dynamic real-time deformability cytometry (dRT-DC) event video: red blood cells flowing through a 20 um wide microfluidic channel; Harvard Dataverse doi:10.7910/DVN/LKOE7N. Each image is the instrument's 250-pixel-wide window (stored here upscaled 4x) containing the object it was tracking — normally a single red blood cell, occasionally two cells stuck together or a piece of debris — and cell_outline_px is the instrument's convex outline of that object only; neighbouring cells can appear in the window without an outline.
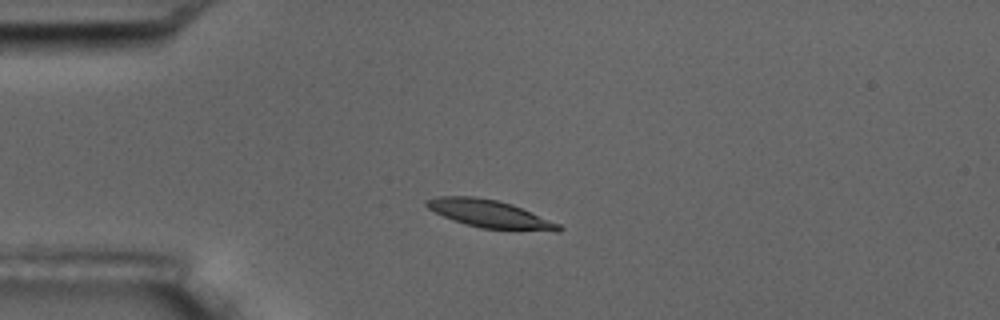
{"species": "common noctule bat (a hibernating species)", "species_latin": "Nyctalus noctula", "temperature_condition": "room temperature", "stored_images_in_passage": 12, "camera_frame_rate_fps": 3000, "um_per_image_px": 0.085, "animal": {"sex": "male", "body_mass_g": 17.5, "forearm_length_mm": 52.3}, "frame": {"image": 1, "passage_image": 1, "time_ms": 0.0, "image_size_px": [1000, 320], "cell_outline_px": [[564, 228], [560, 232], [556, 232], [480, 228], [464, 224], [452, 220], [428, 208], [424, 204], [424, 200], [440, 196], [472, 196], [496, 200], [512, 204], [560, 224]], "centroid_in_image_um": [41.65, 18.2], "position_along_channel_um": 43.3, "area_um2": 21.44}}
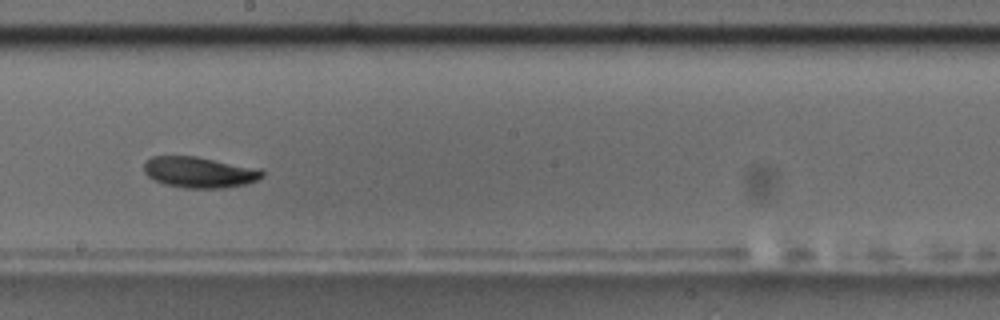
{"frame": {"image": 2, "passage_image": 6, "time_ms": 6.0, "image_size_px": [1000, 320], "cell_outline_px": [[264, 176], [256, 180], [244, 184], [224, 188], [184, 188], [164, 184], [148, 176], [144, 172], [144, 164], [152, 156], [196, 156], [260, 168], [264, 172]], "centroid_in_image_um": [16.96, 14.64], "position_along_channel_um": 231.2, "area_um2": 21.33}, "authors_computed_cell_mechanics": {"area_um2": 21.1548, "velocity_mm_per_s": 3.5341, "shape_relaxation_time_tau1_ms": 1.4861, "shape_relaxation_time_tau2_ms": 3.9573, "deformation_change_tau1": 0.0707, "deformation_change_tau2": 0.0728}}